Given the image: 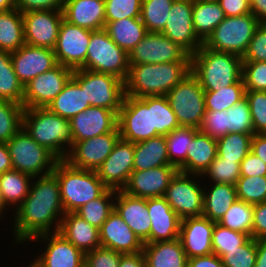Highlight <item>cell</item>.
<instances>
[{"label": "cell", "mask_w": 266, "mask_h": 267, "mask_svg": "<svg viewBox=\"0 0 266 267\" xmlns=\"http://www.w3.org/2000/svg\"><path fill=\"white\" fill-rule=\"evenodd\" d=\"M253 205L236 199L218 224L252 237Z\"/></svg>", "instance_id": "bcb514c9"}, {"label": "cell", "mask_w": 266, "mask_h": 267, "mask_svg": "<svg viewBox=\"0 0 266 267\" xmlns=\"http://www.w3.org/2000/svg\"><path fill=\"white\" fill-rule=\"evenodd\" d=\"M74 70L57 64L33 78L24 87V108L47 107L64 89Z\"/></svg>", "instance_id": "9a60e30c"}, {"label": "cell", "mask_w": 266, "mask_h": 267, "mask_svg": "<svg viewBox=\"0 0 266 267\" xmlns=\"http://www.w3.org/2000/svg\"><path fill=\"white\" fill-rule=\"evenodd\" d=\"M174 0H142L140 19L148 32H162Z\"/></svg>", "instance_id": "ee69618b"}, {"label": "cell", "mask_w": 266, "mask_h": 267, "mask_svg": "<svg viewBox=\"0 0 266 267\" xmlns=\"http://www.w3.org/2000/svg\"><path fill=\"white\" fill-rule=\"evenodd\" d=\"M254 134H266V91H246Z\"/></svg>", "instance_id": "11a10c76"}, {"label": "cell", "mask_w": 266, "mask_h": 267, "mask_svg": "<svg viewBox=\"0 0 266 267\" xmlns=\"http://www.w3.org/2000/svg\"><path fill=\"white\" fill-rule=\"evenodd\" d=\"M214 226L215 222L204 216L181 220L179 239L188 259L213 254L212 232Z\"/></svg>", "instance_id": "cb8c5ba5"}, {"label": "cell", "mask_w": 266, "mask_h": 267, "mask_svg": "<svg viewBox=\"0 0 266 267\" xmlns=\"http://www.w3.org/2000/svg\"><path fill=\"white\" fill-rule=\"evenodd\" d=\"M129 65L190 62L191 55L160 32H148L128 54Z\"/></svg>", "instance_id": "7c38bea8"}, {"label": "cell", "mask_w": 266, "mask_h": 267, "mask_svg": "<svg viewBox=\"0 0 266 267\" xmlns=\"http://www.w3.org/2000/svg\"><path fill=\"white\" fill-rule=\"evenodd\" d=\"M237 199L255 205L266 201V176H240L236 184Z\"/></svg>", "instance_id": "f907efd6"}, {"label": "cell", "mask_w": 266, "mask_h": 267, "mask_svg": "<svg viewBox=\"0 0 266 267\" xmlns=\"http://www.w3.org/2000/svg\"><path fill=\"white\" fill-rule=\"evenodd\" d=\"M92 32L63 19L53 49L57 63L72 70L84 69Z\"/></svg>", "instance_id": "2e32d148"}, {"label": "cell", "mask_w": 266, "mask_h": 267, "mask_svg": "<svg viewBox=\"0 0 266 267\" xmlns=\"http://www.w3.org/2000/svg\"><path fill=\"white\" fill-rule=\"evenodd\" d=\"M24 44L22 13L16 8L0 12V50L12 53Z\"/></svg>", "instance_id": "74e56055"}, {"label": "cell", "mask_w": 266, "mask_h": 267, "mask_svg": "<svg viewBox=\"0 0 266 267\" xmlns=\"http://www.w3.org/2000/svg\"><path fill=\"white\" fill-rule=\"evenodd\" d=\"M104 30L113 42L128 54L148 33L139 18H122L113 22H105Z\"/></svg>", "instance_id": "836d02e7"}, {"label": "cell", "mask_w": 266, "mask_h": 267, "mask_svg": "<svg viewBox=\"0 0 266 267\" xmlns=\"http://www.w3.org/2000/svg\"><path fill=\"white\" fill-rule=\"evenodd\" d=\"M29 242L45 246L44 251L30 261L35 267H84L85 254L59 232L39 235Z\"/></svg>", "instance_id": "5bb4252c"}, {"label": "cell", "mask_w": 266, "mask_h": 267, "mask_svg": "<svg viewBox=\"0 0 266 267\" xmlns=\"http://www.w3.org/2000/svg\"><path fill=\"white\" fill-rule=\"evenodd\" d=\"M203 179V213L202 216L218 223L226 211L237 199L236 185L225 183H208Z\"/></svg>", "instance_id": "f546056e"}, {"label": "cell", "mask_w": 266, "mask_h": 267, "mask_svg": "<svg viewBox=\"0 0 266 267\" xmlns=\"http://www.w3.org/2000/svg\"><path fill=\"white\" fill-rule=\"evenodd\" d=\"M241 176H266V163L250 151L240 162Z\"/></svg>", "instance_id": "6125c7cd"}, {"label": "cell", "mask_w": 266, "mask_h": 267, "mask_svg": "<svg viewBox=\"0 0 266 267\" xmlns=\"http://www.w3.org/2000/svg\"><path fill=\"white\" fill-rule=\"evenodd\" d=\"M8 210H9V212H8ZM10 211H11V208H9L7 205H6V203H5V201H4V198H3V195H2V191H1V188H0V221L1 222H3V220L6 218L7 219V217H8V215L6 216V212L7 213H10ZM5 215V216H4ZM4 218V219H3Z\"/></svg>", "instance_id": "753ad0ef"}, {"label": "cell", "mask_w": 266, "mask_h": 267, "mask_svg": "<svg viewBox=\"0 0 266 267\" xmlns=\"http://www.w3.org/2000/svg\"><path fill=\"white\" fill-rule=\"evenodd\" d=\"M242 77L246 91H266V62H243Z\"/></svg>", "instance_id": "9f6ffc18"}, {"label": "cell", "mask_w": 266, "mask_h": 267, "mask_svg": "<svg viewBox=\"0 0 266 267\" xmlns=\"http://www.w3.org/2000/svg\"><path fill=\"white\" fill-rule=\"evenodd\" d=\"M227 112L226 111H206L200 131L218 139L227 134Z\"/></svg>", "instance_id": "680465c9"}, {"label": "cell", "mask_w": 266, "mask_h": 267, "mask_svg": "<svg viewBox=\"0 0 266 267\" xmlns=\"http://www.w3.org/2000/svg\"><path fill=\"white\" fill-rule=\"evenodd\" d=\"M190 70L205 92H214L242 78L243 59L238 55L215 51L202 45L191 55Z\"/></svg>", "instance_id": "3957f363"}, {"label": "cell", "mask_w": 266, "mask_h": 267, "mask_svg": "<svg viewBox=\"0 0 266 267\" xmlns=\"http://www.w3.org/2000/svg\"><path fill=\"white\" fill-rule=\"evenodd\" d=\"M177 172L178 169L173 165L133 171L123 191L141 198L164 197L171 179Z\"/></svg>", "instance_id": "603a6c76"}, {"label": "cell", "mask_w": 266, "mask_h": 267, "mask_svg": "<svg viewBox=\"0 0 266 267\" xmlns=\"http://www.w3.org/2000/svg\"><path fill=\"white\" fill-rule=\"evenodd\" d=\"M26 267H35V266H34L33 263L31 262V263L28 264V266H26Z\"/></svg>", "instance_id": "11e5206c"}, {"label": "cell", "mask_w": 266, "mask_h": 267, "mask_svg": "<svg viewBox=\"0 0 266 267\" xmlns=\"http://www.w3.org/2000/svg\"><path fill=\"white\" fill-rule=\"evenodd\" d=\"M242 59L243 62H266V24L260 23L257 27Z\"/></svg>", "instance_id": "91938a15"}, {"label": "cell", "mask_w": 266, "mask_h": 267, "mask_svg": "<svg viewBox=\"0 0 266 267\" xmlns=\"http://www.w3.org/2000/svg\"><path fill=\"white\" fill-rule=\"evenodd\" d=\"M114 210L131 228L143 244L150 243L151 221L147 208V198L116 191Z\"/></svg>", "instance_id": "d4e9b609"}, {"label": "cell", "mask_w": 266, "mask_h": 267, "mask_svg": "<svg viewBox=\"0 0 266 267\" xmlns=\"http://www.w3.org/2000/svg\"><path fill=\"white\" fill-rule=\"evenodd\" d=\"M63 19L91 31L105 28L104 0H64Z\"/></svg>", "instance_id": "83f0119b"}, {"label": "cell", "mask_w": 266, "mask_h": 267, "mask_svg": "<svg viewBox=\"0 0 266 267\" xmlns=\"http://www.w3.org/2000/svg\"><path fill=\"white\" fill-rule=\"evenodd\" d=\"M192 12L193 0H174L166 25L161 32L190 55L203 45L194 32Z\"/></svg>", "instance_id": "ffe728a7"}, {"label": "cell", "mask_w": 266, "mask_h": 267, "mask_svg": "<svg viewBox=\"0 0 266 267\" xmlns=\"http://www.w3.org/2000/svg\"><path fill=\"white\" fill-rule=\"evenodd\" d=\"M7 148L14 170L40 177L52 174L59 159L39 145L23 128L8 142Z\"/></svg>", "instance_id": "8992f818"}, {"label": "cell", "mask_w": 266, "mask_h": 267, "mask_svg": "<svg viewBox=\"0 0 266 267\" xmlns=\"http://www.w3.org/2000/svg\"><path fill=\"white\" fill-rule=\"evenodd\" d=\"M227 134L241 133L254 135V127L251 119L249 102L242 99L230 107L227 111Z\"/></svg>", "instance_id": "816d5d0a"}, {"label": "cell", "mask_w": 266, "mask_h": 267, "mask_svg": "<svg viewBox=\"0 0 266 267\" xmlns=\"http://www.w3.org/2000/svg\"><path fill=\"white\" fill-rule=\"evenodd\" d=\"M129 66L128 53L117 46L104 29L91 33L84 69L115 75L125 81Z\"/></svg>", "instance_id": "9c48e42d"}, {"label": "cell", "mask_w": 266, "mask_h": 267, "mask_svg": "<svg viewBox=\"0 0 266 267\" xmlns=\"http://www.w3.org/2000/svg\"><path fill=\"white\" fill-rule=\"evenodd\" d=\"M148 109H151L152 130L166 136L180 127L166 96H148Z\"/></svg>", "instance_id": "60d3db41"}, {"label": "cell", "mask_w": 266, "mask_h": 267, "mask_svg": "<svg viewBox=\"0 0 266 267\" xmlns=\"http://www.w3.org/2000/svg\"><path fill=\"white\" fill-rule=\"evenodd\" d=\"M187 149L186 174L202 175L217 156V139L198 130Z\"/></svg>", "instance_id": "1f68e13d"}, {"label": "cell", "mask_w": 266, "mask_h": 267, "mask_svg": "<svg viewBox=\"0 0 266 267\" xmlns=\"http://www.w3.org/2000/svg\"><path fill=\"white\" fill-rule=\"evenodd\" d=\"M73 145L76 142L112 132L118 126V115L103 107L90 106L70 119Z\"/></svg>", "instance_id": "7402d4cb"}, {"label": "cell", "mask_w": 266, "mask_h": 267, "mask_svg": "<svg viewBox=\"0 0 266 267\" xmlns=\"http://www.w3.org/2000/svg\"><path fill=\"white\" fill-rule=\"evenodd\" d=\"M58 180L65 213L76 212L81 206L102 196L108 188L95 170L78 169L59 160L52 172Z\"/></svg>", "instance_id": "5b68a950"}, {"label": "cell", "mask_w": 266, "mask_h": 267, "mask_svg": "<svg viewBox=\"0 0 266 267\" xmlns=\"http://www.w3.org/2000/svg\"><path fill=\"white\" fill-rule=\"evenodd\" d=\"M119 138L120 132L117 126L110 133L76 142L65 161L74 168L96 170L112 152Z\"/></svg>", "instance_id": "d6986e66"}, {"label": "cell", "mask_w": 266, "mask_h": 267, "mask_svg": "<svg viewBox=\"0 0 266 267\" xmlns=\"http://www.w3.org/2000/svg\"><path fill=\"white\" fill-rule=\"evenodd\" d=\"M226 17L242 16L250 14L249 0H219Z\"/></svg>", "instance_id": "e7e4bbea"}, {"label": "cell", "mask_w": 266, "mask_h": 267, "mask_svg": "<svg viewBox=\"0 0 266 267\" xmlns=\"http://www.w3.org/2000/svg\"><path fill=\"white\" fill-rule=\"evenodd\" d=\"M24 86L14 72L9 52L0 50V100L16 102L23 106Z\"/></svg>", "instance_id": "ab89813d"}, {"label": "cell", "mask_w": 266, "mask_h": 267, "mask_svg": "<svg viewBox=\"0 0 266 267\" xmlns=\"http://www.w3.org/2000/svg\"><path fill=\"white\" fill-rule=\"evenodd\" d=\"M240 162L216 158L201 175L202 179H207V183H225L236 185L240 178Z\"/></svg>", "instance_id": "c3c4849f"}, {"label": "cell", "mask_w": 266, "mask_h": 267, "mask_svg": "<svg viewBox=\"0 0 266 267\" xmlns=\"http://www.w3.org/2000/svg\"><path fill=\"white\" fill-rule=\"evenodd\" d=\"M187 267H224L222 259L216 254L196 256L188 259Z\"/></svg>", "instance_id": "03108f58"}, {"label": "cell", "mask_w": 266, "mask_h": 267, "mask_svg": "<svg viewBox=\"0 0 266 267\" xmlns=\"http://www.w3.org/2000/svg\"><path fill=\"white\" fill-rule=\"evenodd\" d=\"M99 233L102 247L122 254L137 253L143 249L144 244L115 210L102 224Z\"/></svg>", "instance_id": "484cf974"}, {"label": "cell", "mask_w": 266, "mask_h": 267, "mask_svg": "<svg viewBox=\"0 0 266 267\" xmlns=\"http://www.w3.org/2000/svg\"><path fill=\"white\" fill-rule=\"evenodd\" d=\"M199 129L180 126L165 136L170 165L186 174L188 146Z\"/></svg>", "instance_id": "f35d334b"}, {"label": "cell", "mask_w": 266, "mask_h": 267, "mask_svg": "<svg viewBox=\"0 0 266 267\" xmlns=\"http://www.w3.org/2000/svg\"><path fill=\"white\" fill-rule=\"evenodd\" d=\"M58 232L84 254L101 246L99 229L75 212L63 215Z\"/></svg>", "instance_id": "f1b7e54d"}, {"label": "cell", "mask_w": 266, "mask_h": 267, "mask_svg": "<svg viewBox=\"0 0 266 267\" xmlns=\"http://www.w3.org/2000/svg\"><path fill=\"white\" fill-rule=\"evenodd\" d=\"M250 238L249 234L231 230L215 223L212 232L213 254L222 258L228 250L237 249V247L244 245Z\"/></svg>", "instance_id": "681fc988"}, {"label": "cell", "mask_w": 266, "mask_h": 267, "mask_svg": "<svg viewBox=\"0 0 266 267\" xmlns=\"http://www.w3.org/2000/svg\"><path fill=\"white\" fill-rule=\"evenodd\" d=\"M198 174L177 172L166 189L164 198L182 220L203 213V179Z\"/></svg>", "instance_id": "8fae6325"}, {"label": "cell", "mask_w": 266, "mask_h": 267, "mask_svg": "<svg viewBox=\"0 0 266 267\" xmlns=\"http://www.w3.org/2000/svg\"><path fill=\"white\" fill-rule=\"evenodd\" d=\"M33 177L18 170H10L0 175V188L6 205L14 211L29 193ZM11 206V207H10Z\"/></svg>", "instance_id": "8d00e7d4"}, {"label": "cell", "mask_w": 266, "mask_h": 267, "mask_svg": "<svg viewBox=\"0 0 266 267\" xmlns=\"http://www.w3.org/2000/svg\"><path fill=\"white\" fill-rule=\"evenodd\" d=\"M11 54L14 72L25 87L36 76L49 71L58 63L53 49L24 44Z\"/></svg>", "instance_id": "44dd1931"}, {"label": "cell", "mask_w": 266, "mask_h": 267, "mask_svg": "<svg viewBox=\"0 0 266 267\" xmlns=\"http://www.w3.org/2000/svg\"><path fill=\"white\" fill-rule=\"evenodd\" d=\"M116 191L108 189L102 196L81 206L75 213L92 226L100 229L114 210Z\"/></svg>", "instance_id": "b9f144b4"}, {"label": "cell", "mask_w": 266, "mask_h": 267, "mask_svg": "<svg viewBox=\"0 0 266 267\" xmlns=\"http://www.w3.org/2000/svg\"><path fill=\"white\" fill-rule=\"evenodd\" d=\"M147 208L151 221L150 243L179 238L181 219L164 197L147 198Z\"/></svg>", "instance_id": "4316f807"}, {"label": "cell", "mask_w": 266, "mask_h": 267, "mask_svg": "<svg viewBox=\"0 0 266 267\" xmlns=\"http://www.w3.org/2000/svg\"><path fill=\"white\" fill-rule=\"evenodd\" d=\"M25 44L54 49L63 20L62 10H37L22 13Z\"/></svg>", "instance_id": "e0dca14e"}, {"label": "cell", "mask_w": 266, "mask_h": 267, "mask_svg": "<svg viewBox=\"0 0 266 267\" xmlns=\"http://www.w3.org/2000/svg\"><path fill=\"white\" fill-rule=\"evenodd\" d=\"M250 10L261 24H266V0H251Z\"/></svg>", "instance_id": "89a4df30"}, {"label": "cell", "mask_w": 266, "mask_h": 267, "mask_svg": "<svg viewBox=\"0 0 266 267\" xmlns=\"http://www.w3.org/2000/svg\"><path fill=\"white\" fill-rule=\"evenodd\" d=\"M255 267H266V238L257 239Z\"/></svg>", "instance_id": "8c879c8a"}, {"label": "cell", "mask_w": 266, "mask_h": 267, "mask_svg": "<svg viewBox=\"0 0 266 267\" xmlns=\"http://www.w3.org/2000/svg\"><path fill=\"white\" fill-rule=\"evenodd\" d=\"M170 165L165 136L158 135L134 144L133 171Z\"/></svg>", "instance_id": "d6a6232c"}, {"label": "cell", "mask_w": 266, "mask_h": 267, "mask_svg": "<svg viewBox=\"0 0 266 267\" xmlns=\"http://www.w3.org/2000/svg\"><path fill=\"white\" fill-rule=\"evenodd\" d=\"M146 267H187L188 258L180 239L143 245Z\"/></svg>", "instance_id": "4dcf8cb0"}, {"label": "cell", "mask_w": 266, "mask_h": 267, "mask_svg": "<svg viewBox=\"0 0 266 267\" xmlns=\"http://www.w3.org/2000/svg\"><path fill=\"white\" fill-rule=\"evenodd\" d=\"M134 143L119 138L112 152L95 170L108 189L123 190L133 172Z\"/></svg>", "instance_id": "ac0fdd59"}, {"label": "cell", "mask_w": 266, "mask_h": 267, "mask_svg": "<svg viewBox=\"0 0 266 267\" xmlns=\"http://www.w3.org/2000/svg\"><path fill=\"white\" fill-rule=\"evenodd\" d=\"M204 93L190 73L165 95L180 126L200 128L206 113Z\"/></svg>", "instance_id": "30bf717a"}, {"label": "cell", "mask_w": 266, "mask_h": 267, "mask_svg": "<svg viewBox=\"0 0 266 267\" xmlns=\"http://www.w3.org/2000/svg\"><path fill=\"white\" fill-rule=\"evenodd\" d=\"M120 138L138 143L158 136L152 130L151 109H148V96L135 98L125 96L118 113Z\"/></svg>", "instance_id": "4fadbf2b"}, {"label": "cell", "mask_w": 266, "mask_h": 267, "mask_svg": "<svg viewBox=\"0 0 266 267\" xmlns=\"http://www.w3.org/2000/svg\"><path fill=\"white\" fill-rule=\"evenodd\" d=\"M251 151L266 163V134L252 136Z\"/></svg>", "instance_id": "a7ac6f4b"}, {"label": "cell", "mask_w": 266, "mask_h": 267, "mask_svg": "<svg viewBox=\"0 0 266 267\" xmlns=\"http://www.w3.org/2000/svg\"><path fill=\"white\" fill-rule=\"evenodd\" d=\"M13 169L7 143L0 142V175Z\"/></svg>", "instance_id": "2644e50d"}, {"label": "cell", "mask_w": 266, "mask_h": 267, "mask_svg": "<svg viewBox=\"0 0 266 267\" xmlns=\"http://www.w3.org/2000/svg\"><path fill=\"white\" fill-rule=\"evenodd\" d=\"M23 129L59 160H65L73 147L70 120L46 107L24 108Z\"/></svg>", "instance_id": "277c9868"}, {"label": "cell", "mask_w": 266, "mask_h": 267, "mask_svg": "<svg viewBox=\"0 0 266 267\" xmlns=\"http://www.w3.org/2000/svg\"><path fill=\"white\" fill-rule=\"evenodd\" d=\"M257 239L252 237L237 249L228 250L221 258L224 267H255Z\"/></svg>", "instance_id": "f5cc1de1"}, {"label": "cell", "mask_w": 266, "mask_h": 267, "mask_svg": "<svg viewBox=\"0 0 266 267\" xmlns=\"http://www.w3.org/2000/svg\"><path fill=\"white\" fill-rule=\"evenodd\" d=\"M203 1H219V0H203Z\"/></svg>", "instance_id": "2a66077c"}, {"label": "cell", "mask_w": 266, "mask_h": 267, "mask_svg": "<svg viewBox=\"0 0 266 267\" xmlns=\"http://www.w3.org/2000/svg\"><path fill=\"white\" fill-rule=\"evenodd\" d=\"M64 214L57 177L53 173L33 177L27 197L14 211L12 221L8 219L13 222L8 225L13 226L11 243L22 247L39 235L58 232Z\"/></svg>", "instance_id": "6da1fadb"}, {"label": "cell", "mask_w": 266, "mask_h": 267, "mask_svg": "<svg viewBox=\"0 0 266 267\" xmlns=\"http://www.w3.org/2000/svg\"><path fill=\"white\" fill-rule=\"evenodd\" d=\"M190 73V62L130 65L125 96H165Z\"/></svg>", "instance_id": "7a4b0ae2"}, {"label": "cell", "mask_w": 266, "mask_h": 267, "mask_svg": "<svg viewBox=\"0 0 266 267\" xmlns=\"http://www.w3.org/2000/svg\"><path fill=\"white\" fill-rule=\"evenodd\" d=\"M23 112L21 104L0 100V142L7 143L23 128Z\"/></svg>", "instance_id": "7dc6e473"}, {"label": "cell", "mask_w": 266, "mask_h": 267, "mask_svg": "<svg viewBox=\"0 0 266 267\" xmlns=\"http://www.w3.org/2000/svg\"><path fill=\"white\" fill-rule=\"evenodd\" d=\"M89 107L84 90H81V87L71 78L62 92L46 108L70 120Z\"/></svg>", "instance_id": "d590c367"}, {"label": "cell", "mask_w": 266, "mask_h": 267, "mask_svg": "<svg viewBox=\"0 0 266 267\" xmlns=\"http://www.w3.org/2000/svg\"><path fill=\"white\" fill-rule=\"evenodd\" d=\"M193 29L204 42L226 16L218 1L193 0Z\"/></svg>", "instance_id": "e575fe53"}, {"label": "cell", "mask_w": 266, "mask_h": 267, "mask_svg": "<svg viewBox=\"0 0 266 267\" xmlns=\"http://www.w3.org/2000/svg\"><path fill=\"white\" fill-rule=\"evenodd\" d=\"M252 135L228 133L217 139V156L241 162L251 151Z\"/></svg>", "instance_id": "f6af8a7d"}, {"label": "cell", "mask_w": 266, "mask_h": 267, "mask_svg": "<svg viewBox=\"0 0 266 267\" xmlns=\"http://www.w3.org/2000/svg\"><path fill=\"white\" fill-rule=\"evenodd\" d=\"M243 77L228 87H220L214 92H205L206 111H227L230 107L245 98Z\"/></svg>", "instance_id": "7bdbcfd3"}, {"label": "cell", "mask_w": 266, "mask_h": 267, "mask_svg": "<svg viewBox=\"0 0 266 267\" xmlns=\"http://www.w3.org/2000/svg\"><path fill=\"white\" fill-rule=\"evenodd\" d=\"M259 25V20L252 13L226 17L203 42V46L243 58Z\"/></svg>", "instance_id": "52a82bcc"}, {"label": "cell", "mask_w": 266, "mask_h": 267, "mask_svg": "<svg viewBox=\"0 0 266 267\" xmlns=\"http://www.w3.org/2000/svg\"><path fill=\"white\" fill-rule=\"evenodd\" d=\"M106 22L139 18L142 0H104Z\"/></svg>", "instance_id": "db71d44e"}, {"label": "cell", "mask_w": 266, "mask_h": 267, "mask_svg": "<svg viewBox=\"0 0 266 267\" xmlns=\"http://www.w3.org/2000/svg\"><path fill=\"white\" fill-rule=\"evenodd\" d=\"M121 254L100 246L85 253L84 267H119Z\"/></svg>", "instance_id": "6f0895ef"}, {"label": "cell", "mask_w": 266, "mask_h": 267, "mask_svg": "<svg viewBox=\"0 0 266 267\" xmlns=\"http://www.w3.org/2000/svg\"><path fill=\"white\" fill-rule=\"evenodd\" d=\"M119 267H146L143 251L121 254Z\"/></svg>", "instance_id": "003e7915"}, {"label": "cell", "mask_w": 266, "mask_h": 267, "mask_svg": "<svg viewBox=\"0 0 266 267\" xmlns=\"http://www.w3.org/2000/svg\"><path fill=\"white\" fill-rule=\"evenodd\" d=\"M252 238H266V201L253 205Z\"/></svg>", "instance_id": "be15d7a7"}, {"label": "cell", "mask_w": 266, "mask_h": 267, "mask_svg": "<svg viewBox=\"0 0 266 267\" xmlns=\"http://www.w3.org/2000/svg\"><path fill=\"white\" fill-rule=\"evenodd\" d=\"M64 0H15L16 9L21 13L37 10H62Z\"/></svg>", "instance_id": "94428289"}, {"label": "cell", "mask_w": 266, "mask_h": 267, "mask_svg": "<svg viewBox=\"0 0 266 267\" xmlns=\"http://www.w3.org/2000/svg\"><path fill=\"white\" fill-rule=\"evenodd\" d=\"M72 79L84 90L90 106L113 110L118 115L125 98L123 80L115 75L87 69L74 70Z\"/></svg>", "instance_id": "ba28073f"}, {"label": "cell", "mask_w": 266, "mask_h": 267, "mask_svg": "<svg viewBox=\"0 0 266 267\" xmlns=\"http://www.w3.org/2000/svg\"><path fill=\"white\" fill-rule=\"evenodd\" d=\"M16 8L15 0H0V12Z\"/></svg>", "instance_id": "34e18365"}]
</instances>
